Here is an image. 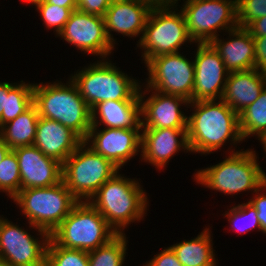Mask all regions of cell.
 <instances>
[{
    "instance_id": "obj_36",
    "label": "cell",
    "mask_w": 266,
    "mask_h": 266,
    "mask_svg": "<svg viewBox=\"0 0 266 266\" xmlns=\"http://www.w3.org/2000/svg\"><path fill=\"white\" fill-rule=\"evenodd\" d=\"M143 266H183L179 260L173 249L171 247H164L160 253L156 254L152 259L148 262L146 261Z\"/></svg>"
},
{
    "instance_id": "obj_47",
    "label": "cell",
    "mask_w": 266,
    "mask_h": 266,
    "mask_svg": "<svg viewBox=\"0 0 266 266\" xmlns=\"http://www.w3.org/2000/svg\"><path fill=\"white\" fill-rule=\"evenodd\" d=\"M3 215H0V223L1 221L3 220L4 216L2 217Z\"/></svg>"
},
{
    "instance_id": "obj_22",
    "label": "cell",
    "mask_w": 266,
    "mask_h": 266,
    "mask_svg": "<svg viewBox=\"0 0 266 266\" xmlns=\"http://www.w3.org/2000/svg\"><path fill=\"white\" fill-rule=\"evenodd\" d=\"M100 118V119H99ZM91 127L142 130L140 100H107L91 109Z\"/></svg>"
},
{
    "instance_id": "obj_30",
    "label": "cell",
    "mask_w": 266,
    "mask_h": 266,
    "mask_svg": "<svg viewBox=\"0 0 266 266\" xmlns=\"http://www.w3.org/2000/svg\"><path fill=\"white\" fill-rule=\"evenodd\" d=\"M224 217L228 219L230 225H232L230 227L234 228L233 230H236V232L247 233L254 228L261 231L257 211L249 201L231 207L228 211H225Z\"/></svg>"
},
{
    "instance_id": "obj_8",
    "label": "cell",
    "mask_w": 266,
    "mask_h": 266,
    "mask_svg": "<svg viewBox=\"0 0 266 266\" xmlns=\"http://www.w3.org/2000/svg\"><path fill=\"white\" fill-rule=\"evenodd\" d=\"M176 7H152L137 47L146 64L151 58L180 52L184 43H194L189 37L181 10ZM179 11V12H178Z\"/></svg>"
},
{
    "instance_id": "obj_9",
    "label": "cell",
    "mask_w": 266,
    "mask_h": 266,
    "mask_svg": "<svg viewBox=\"0 0 266 266\" xmlns=\"http://www.w3.org/2000/svg\"><path fill=\"white\" fill-rule=\"evenodd\" d=\"M119 170L83 141L62 164V180L79 201H89Z\"/></svg>"
},
{
    "instance_id": "obj_42",
    "label": "cell",
    "mask_w": 266,
    "mask_h": 266,
    "mask_svg": "<svg viewBox=\"0 0 266 266\" xmlns=\"http://www.w3.org/2000/svg\"><path fill=\"white\" fill-rule=\"evenodd\" d=\"M10 151L11 149L9 148V146L0 137V163Z\"/></svg>"
},
{
    "instance_id": "obj_43",
    "label": "cell",
    "mask_w": 266,
    "mask_h": 266,
    "mask_svg": "<svg viewBox=\"0 0 266 266\" xmlns=\"http://www.w3.org/2000/svg\"><path fill=\"white\" fill-rule=\"evenodd\" d=\"M258 140L262 143L264 153L266 155V132L262 133L259 137Z\"/></svg>"
},
{
    "instance_id": "obj_29",
    "label": "cell",
    "mask_w": 266,
    "mask_h": 266,
    "mask_svg": "<svg viewBox=\"0 0 266 266\" xmlns=\"http://www.w3.org/2000/svg\"><path fill=\"white\" fill-rule=\"evenodd\" d=\"M46 266H89L88 252L61 247L50 238L46 248Z\"/></svg>"
},
{
    "instance_id": "obj_11",
    "label": "cell",
    "mask_w": 266,
    "mask_h": 266,
    "mask_svg": "<svg viewBox=\"0 0 266 266\" xmlns=\"http://www.w3.org/2000/svg\"><path fill=\"white\" fill-rule=\"evenodd\" d=\"M147 83L145 87L157 92L177 95L192 101L195 68L194 60L180 52L151 58L146 63Z\"/></svg>"
},
{
    "instance_id": "obj_45",
    "label": "cell",
    "mask_w": 266,
    "mask_h": 266,
    "mask_svg": "<svg viewBox=\"0 0 266 266\" xmlns=\"http://www.w3.org/2000/svg\"><path fill=\"white\" fill-rule=\"evenodd\" d=\"M216 261H217V260H216V258H215V259L212 260L210 263H208V264H206V265H204V266H218Z\"/></svg>"
},
{
    "instance_id": "obj_25",
    "label": "cell",
    "mask_w": 266,
    "mask_h": 266,
    "mask_svg": "<svg viewBox=\"0 0 266 266\" xmlns=\"http://www.w3.org/2000/svg\"><path fill=\"white\" fill-rule=\"evenodd\" d=\"M211 230L205 228L194 239L171 245L183 266H204L215 259Z\"/></svg>"
},
{
    "instance_id": "obj_35",
    "label": "cell",
    "mask_w": 266,
    "mask_h": 266,
    "mask_svg": "<svg viewBox=\"0 0 266 266\" xmlns=\"http://www.w3.org/2000/svg\"><path fill=\"white\" fill-rule=\"evenodd\" d=\"M110 4V0H77V10L104 17Z\"/></svg>"
},
{
    "instance_id": "obj_18",
    "label": "cell",
    "mask_w": 266,
    "mask_h": 266,
    "mask_svg": "<svg viewBox=\"0 0 266 266\" xmlns=\"http://www.w3.org/2000/svg\"><path fill=\"white\" fill-rule=\"evenodd\" d=\"M152 6L146 0L113 1L104 16L105 31L108 40L115 47L116 39L112 34H122L123 37H139V43Z\"/></svg>"
},
{
    "instance_id": "obj_17",
    "label": "cell",
    "mask_w": 266,
    "mask_h": 266,
    "mask_svg": "<svg viewBox=\"0 0 266 266\" xmlns=\"http://www.w3.org/2000/svg\"><path fill=\"white\" fill-rule=\"evenodd\" d=\"M21 176V190L50 187L62 181V163L45 156L36 146L13 149Z\"/></svg>"
},
{
    "instance_id": "obj_4",
    "label": "cell",
    "mask_w": 266,
    "mask_h": 266,
    "mask_svg": "<svg viewBox=\"0 0 266 266\" xmlns=\"http://www.w3.org/2000/svg\"><path fill=\"white\" fill-rule=\"evenodd\" d=\"M230 148L232 153L223 161L194 173L196 183L225 195L250 190L254 193L266 182V173L258 163L256 151Z\"/></svg>"
},
{
    "instance_id": "obj_33",
    "label": "cell",
    "mask_w": 266,
    "mask_h": 266,
    "mask_svg": "<svg viewBox=\"0 0 266 266\" xmlns=\"http://www.w3.org/2000/svg\"><path fill=\"white\" fill-rule=\"evenodd\" d=\"M266 16V0H237V23L247 28L256 19Z\"/></svg>"
},
{
    "instance_id": "obj_10",
    "label": "cell",
    "mask_w": 266,
    "mask_h": 266,
    "mask_svg": "<svg viewBox=\"0 0 266 266\" xmlns=\"http://www.w3.org/2000/svg\"><path fill=\"white\" fill-rule=\"evenodd\" d=\"M184 15L189 37L194 43H210L218 32L236 27L237 0H183ZM220 30V31H219Z\"/></svg>"
},
{
    "instance_id": "obj_28",
    "label": "cell",
    "mask_w": 266,
    "mask_h": 266,
    "mask_svg": "<svg viewBox=\"0 0 266 266\" xmlns=\"http://www.w3.org/2000/svg\"><path fill=\"white\" fill-rule=\"evenodd\" d=\"M34 83H9V92L6 104V114L0 118V127L5 123L15 119L33 105Z\"/></svg>"
},
{
    "instance_id": "obj_38",
    "label": "cell",
    "mask_w": 266,
    "mask_h": 266,
    "mask_svg": "<svg viewBox=\"0 0 266 266\" xmlns=\"http://www.w3.org/2000/svg\"><path fill=\"white\" fill-rule=\"evenodd\" d=\"M247 29L253 37L266 36V16L256 19Z\"/></svg>"
},
{
    "instance_id": "obj_41",
    "label": "cell",
    "mask_w": 266,
    "mask_h": 266,
    "mask_svg": "<svg viewBox=\"0 0 266 266\" xmlns=\"http://www.w3.org/2000/svg\"><path fill=\"white\" fill-rule=\"evenodd\" d=\"M44 2L57 5L59 7H77V0H44Z\"/></svg>"
},
{
    "instance_id": "obj_31",
    "label": "cell",
    "mask_w": 266,
    "mask_h": 266,
    "mask_svg": "<svg viewBox=\"0 0 266 266\" xmlns=\"http://www.w3.org/2000/svg\"><path fill=\"white\" fill-rule=\"evenodd\" d=\"M21 190V176L15 152L11 150L0 163V192L13 199Z\"/></svg>"
},
{
    "instance_id": "obj_5",
    "label": "cell",
    "mask_w": 266,
    "mask_h": 266,
    "mask_svg": "<svg viewBox=\"0 0 266 266\" xmlns=\"http://www.w3.org/2000/svg\"><path fill=\"white\" fill-rule=\"evenodd\" d=\"M99 60L69 76L90 109L107 100H140L142 82L120 71L108 58Z\"/></svg>"
},
{
    "instance_id": "obj_34",
    "label": "cell",
    "mask_w": 266,
    "mask_h": 266,
    "mask_svg": "<svg viewBox=\"0 0 266 266\" xmlns=\"http://www.w3.org/2000/svg\"><path fill=\"white\" fill-rule=\"evenodd\" d=\"M261 190H266V182L254 192L255 196H252L249 202L257 211L262 233L266 234V193H262Z\"/></svg>"
},
{
    "instance_id": "obj_23",
    "label": "cell",
    "mask_w": 266,
    "mask_h": 266,
    "mask_svg": "<svg viewBox=\"0 0 266 266\" xmlns=\"http://www.w3.org/2000/svg\"><path fill=\"white\" fill-rule=\"evenodd\" d=\"M266 86V74L258 69L229 72L222 100L238 114L254 103Z\"/></svg>"
},
{
    "instance_id": "obj_32",
    "label": "cell",
    "mask_w": 266,
    "mask_h": 266,
    "mask_svg": "<svg viewBox=\"0 0 266 266\" xmlns=\"http://www.w3.org/2000/svg\"><path fill=\"white\" fill-rule=\"evenodd\" d=\"M35 8L39 11V15H41V19L46 28H53L56 36L64 28L71 13L77 10V7H59L46 2H43Z\"/></svg>"
},
{
    "instance_id": "obj_48",
    "label": "cell",
    "mask_w": 266,
    "mask_h": 266,
    "mask_svg": "<svg viewBox=\"0 0 266 266\" xmlns=\"http://www.w3.org/2000/svg\"><path fill=\"white\" fill-rule=\"evenodd\" d=\"M111 2H113V1H124V0H110Z\"/></svg>"
},
{
    "instance_id": "obj_46",
    "label": "cell",
    "mask_w": 266,
    "mask_h": 266,
    "mask_svg": "<svg viewBox=\"0 0 266 266\" xmlns=\"http://www.w3.org/2000/svg\"><path fill=\"white\" fill-rule=\"evenodd\" d=\"M0 266H10L6 261L0 259Z\"/></svg>"
},
{
    "instance_id": "obj_27",
    "label": "cell",
    "mask_w": 266,
    "mask_h": 266,
    "mask_svg": "<svg viewBox=\"0 0 266 266\" xmlns=\"http://www.w3.org/2000/svg\"><path fill=\"white\" fill-rule=\"evenodd\" d=\"M126 234H117L108 243L88 252L89 266H123L127 250Z\"/></svg>"
},
{
    "instance_id": "obj_26",
    "label": "cell",
    "mask_w": 266,
    "mask_h": 266,
    "mask_svg": "<svg viewBox=\"0 0 266 266\" xmlns=\"http://www.w3.org/2000/svg\"><path fill=\"white\" fill-rule=\"evenodd\" d=\"M239 126L244 141L266 132V86L257 100L239 113Z\"/></svg>"
},
{
    "instance_id": "obj_37",
    "label": "cell",
    "mask_w": 266,
    "mask_h": 266,
    "mask_svg": "<svg viewBox=\"0 0 266 266\" xmlns=\"http://www.w3.org/2000/svg\"><path fill=\"white\" fill-rule=\"evenodd\" d=\"M255 42V68L266 74V36L253 37Z\"/></svg>"
},
{
    "instance_id": "obj_15",
    "label": "cell",
    "mask_w": 266,
    "mask_h": 266,
    "mask_svg": "<svg viewBox=\"0 0 266 266\" xmlns=\"http://www.w3.org/2000/svg\"><path fill=\"white\" fill-rule=\"evenodd\" d=\"M192 101L220 100L229 71L210 43H197Z\"/></svg>"
},
{
    "instance_id": "obj_2",
    "label": "cell",
    "mask_w": 266,
    "mask_h": 266,
    "mask_svg": "<svg viewBox=\"0 0 266 266\" xmlns=\"http://www.w3.org/2000/svg\"><path fill=\"white\" fill-rule=\"evenodd\" d=\"M116 172L88 201L116 231L124 234L125 229L146 216L148 197L140 181L126 178Z\"/></svg>"
},
{
    "instance_id": "obj_44",
    "label": "cell",
    "mask_w": 266,
    "mask_h": 266,
    "mask_svg": "<svg viewBox=\"0 0 266 266\" xmlns=\"http://www.w3.org/2000/svg\"><path fill=\"white\" fill-rule=\"evenodd\" d=\"M22 1H26V3L28 2L36 7L44 2V0H22Z\"/></svg>"
},
{
    "instance_id": "obj_39",
    "label": "cell",
    "mask_w": 266,
    "mask_h": 266,
    "mask_svg": "<svg viewBox=\"0 0 266 266\" xmlns=\"http://www.w3.org/2000/svg\"><path fill=\"white\" fill-rule=\"evenodd\" d=\"M9 92V82H0V118L6 114V104Z\"/></svg>"
},
{
    "instance_id": "obj_3",
    "label": "cell",
    "mask_w": 266,
    "mask_h": 266,
    "mask_svg": "<svg viewBox=\"0 0 266 266\" xmlns=\"http://www.w3.org/2000/svg\"><path fill=\"white\" fill-rule=\"evenodd\" d=\"M68 80L67 83L58 80L44 85L34 83L33 104L40 117L60 122L84 141L92 126L91 109L76 85L70 78Z\"/></svg>"
},
{
    "instance_id": "obj_14",
    "label": "cell",
    "mask_w": 266,
    "mask_h": 266,
    "mask_svg": "<svg viewBox=\"0 0 266 266\" xmlns=\"http://www.w3.org/2000/svg\"><path fill=\"white\" fill-rule=\"evenodd\" d=\"M142 86L143 84L139 88L142 129H187L188 116L180 108L181 105L190 108L189 100L177 95L163 94L147 87L143 91ZM150 91H153L152 94L145 99V95Z\"/></svg>"
},
{
    "instance_id": "obj_19",
    "label": "cell",
    "mask_w": 266,
    "mask_h": 266,
    "mask_svg": "<svg viewBox=\"0 0 266 266\" xmlns=\"http://www.w3.org/2000/svg\"><path fill=\"white\" fill-rule=\"evenodd\" d=\"M180 150L190 152L187 129L154 128L141 131V160L155 166L165 168L174 154Z\"/></svg>"
},
{
    "instance_id": "obj_40",
    "label": "cell",
    "mask_w": 266,
    "mask_h": 266,
    "mask_svg": "<svg viewBox=\"0 0 266 266\" xmlns=\"http://www.w3.org/2000/svg\"><path fill=\"white\" fill-rule=\"evenodd\" d=\"M152 7H177L181 0H146Z\"/></svg>"
},
{
    "instance_id": "obj_6",
    "label": "cell",
    "mask_w": 266,
    "mask_h": 266,
    "mask_svg": "<svg viewBox=\"0 0 266 266\" xmlns=\"http://www.w3.org/2000/svg\"><path fill=\"white\" fill-rule=\"evenodd\" d=\"M12 200L21 208L29 228L49 234L79 202L63 180L50 187L22 189Z\"/></svg>"
},
{
    "instance_id": "obj_24",
    "label": "cell",
    "mask_w": 266,
    "mask_h": 266,
    "mask_svg": "<svg viewBox=\"0 0 266 266\" xmlns=\"http://www.w3.org/2000/svg\"><path fill=\"white\" fill-rule=\"evenodd\" d=\"M39 114L33 104L24 113L0 127V137L11 150L17 147L33 145Z\"/></svg>"
},
{
    "instance_id": "obj_21",
    "label": "cell",
    "mask_w": 266,
    "mask_h": 266,
    "mask_svg": "<svg viewBox=\"0 0 266 266\" xmlns=\"http://www.w3.org/2000/svg\"><path fill=\"white\" fill-rule=\"evenodd\" d=\"M227 41L215 37L210 44L222 58L229 72L246 71L255 68V42L247 28L229 30Z\"/></svg>"
},
{
    "instance_id": "obj_16",
    "label": "cell",
    "mask_w": 266,
    "mask_h": 266,
    "mask_svg": "<svg viewBox=\"0 0 266 266\" xmlns=\"http://www.w3.org/2000/svg\"><path fill=\"white\" fill-rule=\"evenodd\" d=\"M141 131L91 127L84 142L121 169L138 153L141 154Z\"/></svg>"
},
{
    "instance_id": "obj_12",
    "label": "cell",
    "mask_w": 266,
    "mask_h": 266,
    "mask_svg": "<svg viewBox=\"0 0 266 266\" xmlns=\"http://www.w3.org/2000/svg\"><path fill=\"white\" fill-rule=\"evenodd\" d=\"M23 228L3 218L0 223V259L10 266H46L50 234L39 233L40 236L35 238Z\"/></svg>"
},
{
    "instance_id": "obj_7",
    "label": "cell",
    "mask_w": 266,
    "mask_h": 266,
    "mask_svg": "<svg viewBox=\"0 0 266 266\" xmlns=\"http://www.w3.org/2000/svg\"><path fill=\"white\" fill-rule=\"evenodd\" d=\"M116 235V231L88 201H79L50 238L61 247L89 252Z\"/></svg>"
},
{
    "instance_id": "obj_1",
    "label": "cell",
    "mask_w": 266,
    "mask_h": 266,
    "mask_svg": "<svg viewBox=\"0 0 266 266\" xmlns=\"http://www.w3.org/2000/svg\"><path fill=\"white\" fill-rule=\"evenodd\" d=\"M189 106L194 108L187 119V139L191 153L209 155L229 141L233 146L243 142L239 114L222 99L190 101Z\"/></svg>"
},
{
    "instance_id": "obj_20",
    "label": "cell",
    "mask_w": 266,
    "mask_h": 266,
    "mask_svg": "<svg viewBox=\"0 0 266 266\" xmlns=\"http://www.w3.org/2000/svg\"><path fill=\"white\" fill-rule=\"evenodd\" d=\"M82 142L74 131L60 122L39 117L33 145L45 156L63 164Z\"/></svg>"
},
{
    "instance_id": "obj_13",
    "label": "cell",
    "mask_w": 266,
    "mask_h": 266,
    "mask_svg": "<svg viewBox=\"0 0 266 266\" xmlns=\"http://www.w3.org/2000/svg\"><path fill=\"white\" fill-rule=\"evenodd\" d=\"M58 36L81 52L102 59L114 50L106 35L104 17L99 15L74 10Z\"/></svg>"
}]
</instances>
